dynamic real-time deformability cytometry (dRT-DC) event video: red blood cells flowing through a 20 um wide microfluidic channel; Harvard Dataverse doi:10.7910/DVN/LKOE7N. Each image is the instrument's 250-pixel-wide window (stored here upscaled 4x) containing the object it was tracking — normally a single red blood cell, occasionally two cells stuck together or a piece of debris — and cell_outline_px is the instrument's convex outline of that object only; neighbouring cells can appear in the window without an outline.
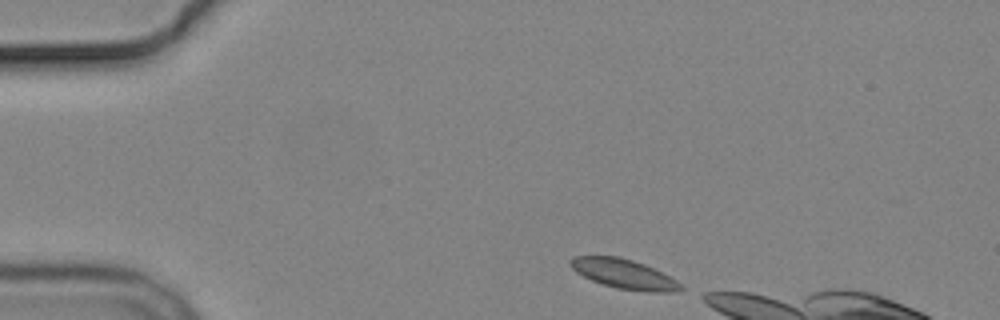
{"species": "common noctule bat (a hibernating species)", "species_latin": "Nyctalus noctula", "temperature_condition": "cold", "stored_images_in_passage": 3, "camera_frame_rate_fps": 3000, "um_per_image_px": 0.085, "animal": {"sex": "male", "body_mass_g": 19.2, "forearm_length_mm": 51.8}, "frame": {"image": 1, "passage_image": 1, "time_ms": 0.0, "image_size_px": [1000, 320], "cell_outline_px": [[684, 288], [680, 292], [644, 292], [616, 288], [592, 280], [576, 272], [568, 264], [568, 260], [572, 256], [620, 256], [644, 264], [676, 280]], "centroid_in_image_um": [53.02, 23.29], "position_along_channel_um": 32.0, "area_um2": 19.02}}